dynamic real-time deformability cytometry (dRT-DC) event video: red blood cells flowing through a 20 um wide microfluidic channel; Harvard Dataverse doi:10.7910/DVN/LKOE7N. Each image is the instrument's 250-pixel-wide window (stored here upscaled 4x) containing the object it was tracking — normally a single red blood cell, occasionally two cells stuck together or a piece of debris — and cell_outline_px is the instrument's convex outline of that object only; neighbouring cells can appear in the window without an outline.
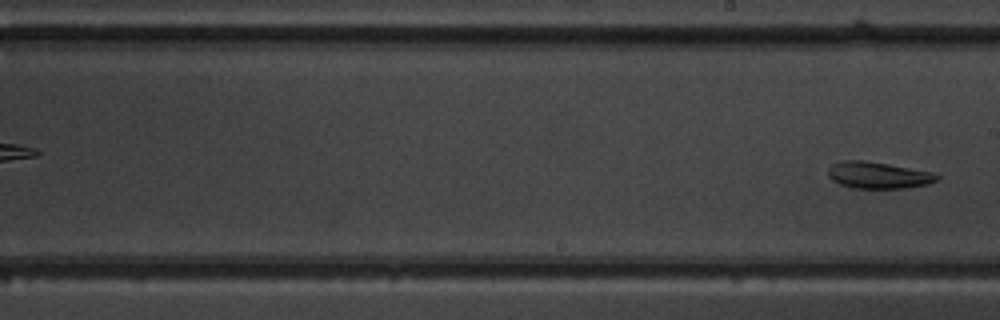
{"species": "common noctule bat (a hibernating species)", "species_latin": "Nyctalus noctula", "temperature_condition": "warm", "stored_images_in_passage": 10, "segment_of_instrument_passage": [2, 2], "camera_frame_rate_fps": 3000, "um_per_image_px": 0.085, "animal": {"sex": "male", "body_mass_g": 19.5, "forearm_length_mm": 54.6}, "frame": {"image": 1, "passage_image": 10, "time_ms": 10.667, "image_size_px": [1000, 320], "cell_outline_px": [[940, 176], [936, 180], [928, 184], [904, 188], [852, 188], [840, 184], [832, 180], [828, 176], [828, 168], [832, 164], [840, 160], [864, 160], [888, 164], [928, 172]], "centroid_in_image_um": [74.56, 14.89], "position_along_channel_um": 214.4, "area_um2": 16.7}}